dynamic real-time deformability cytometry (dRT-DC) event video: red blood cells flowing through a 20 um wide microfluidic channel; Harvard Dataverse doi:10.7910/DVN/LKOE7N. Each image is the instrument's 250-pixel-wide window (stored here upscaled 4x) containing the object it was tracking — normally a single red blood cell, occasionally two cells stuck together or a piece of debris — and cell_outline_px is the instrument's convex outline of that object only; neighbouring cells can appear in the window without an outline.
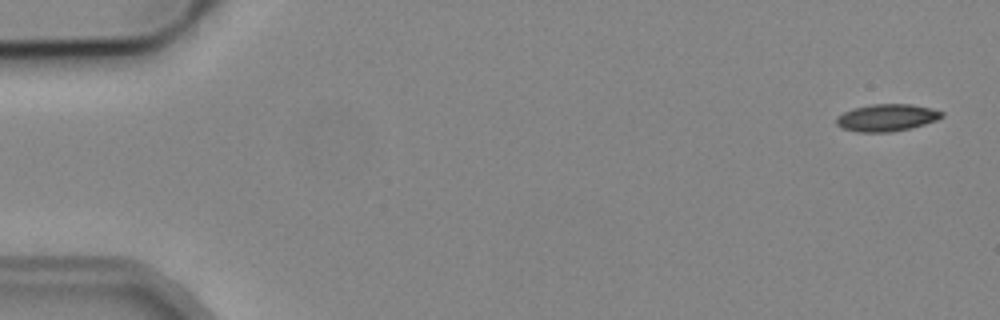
{"species": "common noctule bat (a hibernating species)", "species_latin": "Nyctalus noctula", "temperature_condition": "cold", "stored_images_in_passage": 5, "camera_frame_rate_fps": 3000, "um_per_image_px": 0.085, "animal": {"sex": "male", "body_mass_g": 19.2, "forearm_length_mm": 51.8}, "frame": {"image": 1, "passage_image": 1, "time_ms": 0.0, "image_size_px": [1000, 320], "cell_outline_px": [[944, 116], [936, 120], [924, 124], [892, 132], [860, 132], [844, 128], [836, 124], [836, 116], [852, 108], [872, 104], [912, 104], [932, 108], [944, 112]], "centroid_in_image_um": [75.38, 9.99], "position_along_channel_um": 9.6, "area_um2": 16.65}}
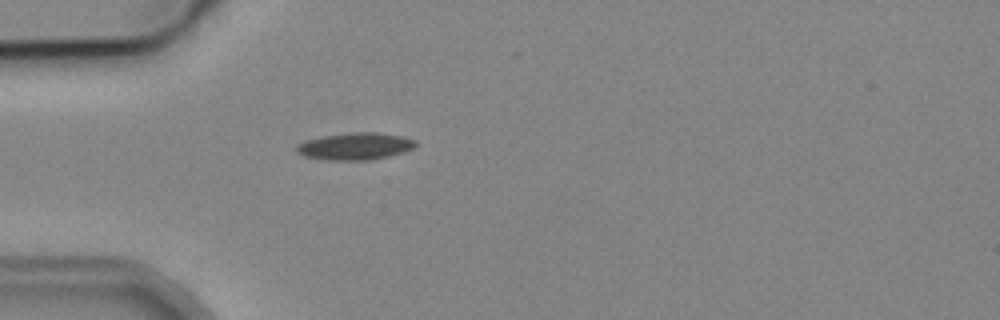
{"frame": {"image": 2, "passage_image": 5, "time_ms": 4.667, "image_size_px": [1000, 320], "cell_outline_px": [[416, 144], [412, 148], [404, 152], [388, 156], [368, 160], [328, 160], [304, 156], [296, 152], [296, 148], [300, 144], [308, 140], [324, 136], [352, 132], [376, 132], [400, 136], [416, 140]], "centroid_in_image_um": [30.2, 12.43], "position_along_channel_um": 54.8, "area_um2": 18.5}}